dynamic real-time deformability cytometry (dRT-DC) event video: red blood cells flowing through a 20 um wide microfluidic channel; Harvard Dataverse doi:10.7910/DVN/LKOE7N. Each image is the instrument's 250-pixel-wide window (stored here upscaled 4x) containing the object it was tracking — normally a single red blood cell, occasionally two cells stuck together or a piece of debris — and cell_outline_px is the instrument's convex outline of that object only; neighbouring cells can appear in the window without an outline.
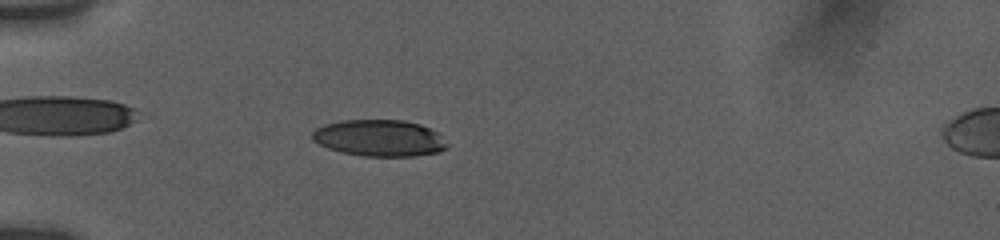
{"species": "human", "species_latin": "Homo sapiens", "temperature_condition": "room temperature", "stored_images_in_passage": 87, "camera_frame_rate_fps": 3000, "um_per_image_px": 0.085, "donor": {"sex": "female"}, "frame": {"image": 1, "passage_image": 35, "time_ms": 6.0, "image_size_px": [1000, 240], "cell_outline_px": [[448, 144], [440, 152], [412, 156], [364, 156], [340, 152], [328, 148], [312, 140], [312, 132], [316, 128], [324, 124], [344, 120], [404, 120], [420, 124], [436, 132]], "centroid_in_image_um": [32.22, 11.73], "position_along_channel_um": 52.8, "area_um2": 28.61}}
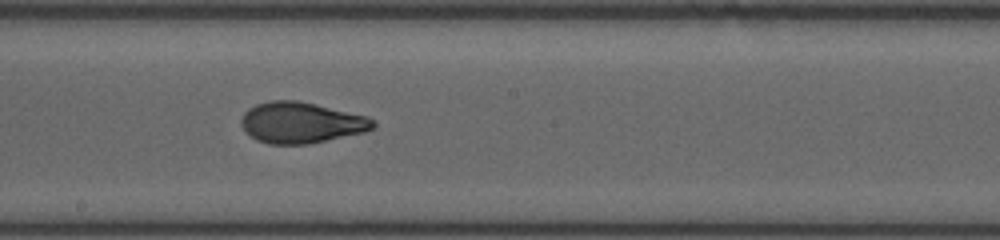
{"frame": {"image": 2, "passage_image": 65, "time_ms": 11.0, "image_size_px": [1000, 240], "cell_outline_px": [[376, 124], [372, 128], [364, 132], [308, 144], [268, 144], [256, 140], [240, 124], [240, 120], [244, 112], [248, 108], [256, 104], [272, 100], [296, 100], [316, 104], [368, 116], [376, 120]], "centroid_in_image_um": [25.6, 10.41], "position_along_channel_um": 222.6, "area_um2": 31.5}}
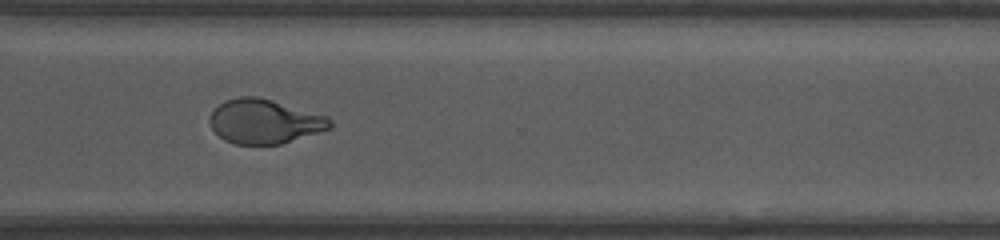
{"frame": {"image": 3, "passage_image": 86, "time_ms": 14.333, "image_size_px": [1000, 240], "cell_outline_px": [[332, 128], [280, 144], [236, 144], [224, 140], [212, 128], [208, 120], [212, 112], [224, 100], [240, 96], [256, 96], [272, 100], [328, 116], [332, 120]], "centroid_in_image_um": [22.49, 10.31], "position_along_channel_um": 348.1, "area_um2": 30.98}}